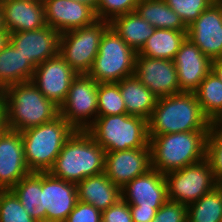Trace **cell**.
Wrapping results in <instances>:
<instances>
[{"label": "cell", "instance_id": "obj_21", "mask_svg": "<svg viewBox=\"0 0 222 222\" xmlns=\"http://www.w3.org/2000/svg\"><path fill=\"white\" fill-rule=\"evenodd\" d=\"M4 28L9 33L45 27L43 2L29 0H0Z\"/></svg>", "mask_w": 222, "mask_h": 222}, {"label": "cell", "instance_id": "obj_7", "mask_svg": "<svg viewBox=\"0 0 222 222\" xmlns=\"http://www.w3.org/2000/svg\"><path fill=\"white\" fill-rule=\"evenodd\" d=\"M136 55L137 52L109 26L87 75L98 83H118L134 75Z\"/></svg>", "mask_w": 222, "mask_h": 222}, {"label": "cell", "instance_id": "obj_26", "mask_svg": "<svg viewBox=\"0 0 222 222\" xmlns=\"http://www.w3.org/2000/svg\"><path fill=\"white\" fill-rule=\"evenodd\" d=\"M109 23L126 44L136 52L143 47L147 39L156 29L136 11L119 15L113 18Z\"/></svg>", "mask_w": 222, "mask_h": 222}, {"label": "cell", "instance_id": "obj_43", "mask_svg": "<svg viewBox=\"0 0 222 222\" xmlns=\"http://www.w3.org/2000/svg\"><path fill=\"white\" fill-rule=\"evenodd\" d=\"M73 1L83 3L91 7L96 12L99 0H73Z\"/></svg>", "mask_w": 222, "mask_h": 222}, {"label": "cell", "instance_id": "obj_6", "mask_svg": "<svg viewBox=\"0 0 222 222\" xmlns=\"http://www.w3.org/2000/svg\"><path fill=\"white\" fill-rule=\"evenodd\" d=\"M86 131L105 152L146 148L149 145L148 121L126 113L97 116Z\"/></svg>", "mask_w": 222, "mask_h": 222}, {"label": "cell", "instance_id": "obj_44", "mask_svg": "<svg viewBox=\"0 0 222 222\" xmlns=\"http://www.w3.org/2000/svg\"><path fill=\"white\" fill-rule=\"evenodd\" d=\"M211 125L214 128L222 129V111L219 113V115L211 122Z\"/></svg>", "mask_w": 222, "mask_h": 222}, {"label": "cell", "instance_id": "obj_33", "mask_svg": "<svg viewBox=\"0 0 222 222\" xmlns=\"http://www.w3.org/2000/svg\"><path fill=\"white\" fill-rule=\"evenodd\" d=\"M206 159L215 179L222 183V129L210 126L206 140Z\"/></svg>", "mask_w": 222, "mask_h": 222}, {"label": "cell", "instance_id": "obj_4", "mask_svg": "<svg viewBox=\"0 0 222 222\" xmlns=\"http://www.w3.org/2000/svg\"><path fill=\"white\" fill-rule=\"evenodd\" d=\"M209 131H190L149 136L151 165L162 174L182 169L206 158Z\"/></svg>", "mask_w": 222, "mask_h": 222}, {"label": "cell", "instance_id": "obj_15", "mask_svg": "<svg viewBox=\"0 0 222 222\" xmlns=\"http://www.w3.org/2000/svg\"><path fill=\"white\" fill-rule=\"evenodd\" d=\"M59 38L60 33L46 25L36 30L10 33L9 42L36 68L58 55Z\"/></svg>", "mask_w": 222, "mask_h": 222}, {"label": "cell", "instance_id": "obj_36", "mask_svg": "<svg viewBox=\"0 0 222 222\" xmlns=\"http://www.w3.org/2000/svg\"><path fill=\"white\" fill-rule=\"evenodd\" d=\"M152 222H187V206L167 200L157 210Z\"/></svg>", "mask_w": 222, "mask_h": 222}, {"label": "cell", "instance_id": "obj_16", "mask_svg": "<svg viewBox=\"0 0 222 222\" xmlns=\"http://www.w3.org/2000/svg\"><path fill=\"white\" fill-rule=\"evenodd\" d=\"M30 173L21 132L6 128L0 135V190L11 189Z\"/></svg>", "mask_w": 222, "mask_h": 222}, {"label": "cell", "instance_id": "obj_29", "mask_svg": "<svg viewBox=\"0 0 222 222\" xmlns=\"http://www.w3.org/2000/svg\"><path fill=\"white\" fill-rule=\"evenodd\" d=\"M187 222H222V183L187 206Z\"/></svg>", "mask_w": 222, "mask_h": 222}, {"label": "cell", "instance_id": "obj_19", "mask_svg": "<svg viewBox=\"0 0 222 222\" xmlns=\"http://www.w3.org/2000/svg\"><path fill=\"white\" fill-rule=\"evenodd\" d=\"M121 195L129 205L160 208L168 200L165 176L155 169H150L122 187Z\"/></svg>", "mask_w": 222, "mask_h": 222}, {"label": "cell", "instance_id": "obj_10", "mask_svg": "<svg viewBox=\"0 0 222 222\" xmlns=\"http://www.w3.org/2000/svg\"><path fill=\"white\" fill-rule=\"evenodd\" d=\"M98 82L87 74L77 75L71 82L61 115L75 130L86 131L97 118Z\"/></svg>", "mask_w": 222, "mask_h": 222}, {"label": "cell", "instance_id": "obj_37", "mask_svg": "<svg viewBox=\"0 0 222 222\" xmlns=\"http://www.w3.org/2000/svg\"><path fill=\"white\" fill-rule=\"evenodd\" d=\"M65 222H102V211L78 200Z\"/></svg>", "mask_w": 222, "mask_h": 222}, {"label": "cell", "instance_id": "obj_14", "mask_svg": "<svg viewBox=\"0 0 222 222\" xmlns=\"http://www.w3.org/2000/svg\"><path fill=\"white\" fill-rule=\"evenodd\" d=\"M189 38L211 60L222 58V4H211L188 26Z\"/></svg>", "mask_w": 222, "mask_h": 222}, {"label": "cell", "instance_id": "obj_35", "mask_svg": "<svg viewBox=\"0 0 222 222\" xmlns=\"http://www.w3.org/2000/svg\"><path fill=\"white\" fill-rule=\"evenodd\" d=\"M139 0H99L96 9L97 20L110 22L113 18L134 12Z\"/></svg>", "mask_w": 222, "mask_h": 222}, {"label": "cell", "instance_id": "obj_39", "mask_svg": "<svg viewBox=\"0 0 222 222\" xmlns=\"http://www.w3.org/2000/svg\"><path fill=\"white\" fill-rule=\"evenodd\" d=\"M159 208H141L137 205H130L133 222H152Z\"/></svg>", "mask_w": 222, "mask_h": 222}, {"label": "cell", "instance_id": "obj_12", "mask_svg": "<svg viewBox=\"0 0 222 222\" xmlns=\"http://www.w3.org/2000/svg\"><path fill=\"white\" fill-rule=\"evenodd\" d=\"M78 74L58 54L38 65L32 83L57 106L65 101L71 82Z\"/></svg>", "mask_w": 222, "mask_h": 222}, {"label": "cell", "instance_id": "obj_3", "mask_svg": "<svg viewBox=\"0 0 222 222\" xmlns=\"http://www.w3.org/2000/svg\"><path fill=\"white\" fill-rule=\"evenodd\" d=\"M105 150L87 131L75 130L66 140L54 166L53 176L75 183L104 172Z\"/></svg>", "mask_w": 222, "mask_h": 222}, {"label": "cell", "instance_id": "obj_20", "mask_svg": "<svg viewBox=\"0 0 222 222\" xmlns=\"http://www.w3.org/2000/svg\"><path fill=\"white\" fill-rule=\"evenodd\" d=\"M42 190L46 222H65L78 201L76 184L42 172Z\"/></svg>", "mask_w": 222, "mask_h": 222}, {"label": "cell", "instance_id": "obj_38", "mask_svg": "<svg viewBox=\"0 0 222 222\" xmlns=\"http://www.w3.org/2000/svg\"><path fill=\"white\" fill-rule=\"evenodd\" d=\"M102 222H133L130 205L122 198L102 211Z\"/></svg>", "mask_w": 222, "mask_h": 222}, {"label": "cell", "instance_id": "obj_34", "mask_svg": "<svg viewBox=\"0 0 222 222\" xmlns=\"http://www.w3.org/2000/svg\"><path fill=\"white\" fill-rule=\"evenodd\" d=\"M183 20L188 27L211 4V0H164Z\"/></svg>", "mask_w": 222, "mask_h": 222}, {"label": "cell", "instance_id": "obj_9", "mask_svg": "<svg viewBox=\"0 0 222 222\" xmlns=\"http://www.w3.org/2000/svg\"><path fill=\"white\" fill-rule=\"evenodd\" d=\"M168 200L186 206L199 200L220 183L215 179L209 161L200 162L164 174Z\"/></svg>", "mask_w": 222, "mask_h": 222}, {"label": "cell", "instance_id": "obj_45", "mask_svg": "<svg viewBox=\"0 0 222 222\" xmlns=\"http://www.w3.org/2000/svg\"><path fill=\"white\" fill-rule=\"evenodd\" d=\"M0 32H7L4 28V22H3V11L0 5Z\"/></svg>", "mask_w": 222, "mask_h": 222}, {"label": "cell", "instance_id": "obj_46", "mask_svg": "<svg viewBox=\"0 0 222 222\" xmlns=\"http://www.w3.org/2000/svg\"><path fill=\"white\" fill-rule=\"evenodd\" d=\"M213 4H222V0H211Z\"/></svg>", "mask_w": 222, "mask_h": 222}, {"label": "cell", "instance_id": "obj_8", "mask_svg": "<svg viewBox=\"0 0 222 222\" xmlns=\"http://www.w3.org/2000/svg\"><path fill=\"white\" fill-rule=\"evenodd\" d=\"M110 26L106 20L60 34L58 54L78 74H87L98 54L100 41Z\"/></svg>", "mask_w": 222, "mask_h": 222}, {"label": "cell", "instance_id": "obj_22", "mask_svg": "<svg viewBox=\"0 0 222 222\" xmlns=\"http://www.w3.org/2000/svg\"><path fill=\"white\" fill-rule=\"evenodd\" d=\"M78 200L93 205L100 211L108 209L121 198V188L115 185L105 173L85 178L76 184Z\"/></svg>", "mask_w": 222, "mask_h": 222}, {"label": "cell", "instance_id": "obj_18", "mask_svg": "<svg viewBox=\"0 0 222 222\" xmlns=\"http://www.w3.org/2000/svg\"><path fill=\"white\" fill-rule=\"evenodd\" d=\"M46 24L60 34L93 24L95 11L80 2L73 0H44Z\"/></svg>", "mask_w": 222, "mask_h": 222}, {"label": "cell", "instance_id": "obj_47", "mask_svg": "<svg viewBox=\"0 0 222 222\" xmlns=\"http://www.w3.org/2000/svg\"><path fill=\"white\" fill-rule=\"evenodd\" d=\"M29 1L43 2L44 0H29Z\"/></svg>", "mask_w": 222, "mask_h": 222}, {"label": "cell", "instance_id": "obj_23", "mask_svg": "<svg viewBox=\"0 0 222 222\" xmlns=\"http://www.w3.org/2000/svg\"><path fill=\"white\" fill-rule=\"evenodd\" d=\"M117 84L124 100L126 114L139 116L148 121L158 97L142 84L135 75L123 78Z\"/></svg>", "mask_w": 222, "mask_h": 222}, {"label": "cell", "instance_id": "obj_13", "mask_svg": "<svg viewBox=\"0 0 222 222\" xmlns=\"http://www.w3.org/2000/svg\"><path fill=\"white\" fill-rule=\"evenodd\" d=\"M152 169L150 146L105 153V175L120 188Z\"/></svg>", "mask_w": 222, "mask_h": 222}, {"label": "cell", "instance_id": "obj_28", "mask_svg": "<svg viewBox=\"0 0 222 222\" xmlns=\"http://www.w3.org/2000/svg\"><path fill=\"white\" fill-rule=\"evenodd\" d=\"M135 11L155 28L188 31L181 17L164 0H139Z\"/></svg>", "mask_w": 222, "mask_h": 222}, {"label": "cell", "instance_id": "obj_31", "mask_svg": "<svg viewBox=\"0 0 222 222\" xmlns=\"http://www.w3.org/2000/svg\"><path fill=\"white\" fill-rule=\"evenodd\" d=\"M97 116L120 115L126 113L124 100L117 83H98Z\"/></svg>", "mask_w": 222, "mask_h": 222}, {"label": "cell", "instance_id": "obj_1", "mask_svg": "<svg viewBox=\"0 0 222 222\" xmlns=\"http://www.w3.org/2000/svg\"><path fill=\"white\" fill-rule=\"evenodd\" d=\"M1 103L6 128L13 131L22 132L59 116V106L47 99L32 81L8 86L1 92Z\"/></svg>", "mask_w": 222, "mask_h": 222}, {"label": "cell", "instance_id": "obj_25", "mask_svg": "<svg viewBox=\"0 0 222 222\" xmlns=\"http://www.w3.org/2000/svg\"><path fill=\"white\" fill-rule=\"evenodd\" d=\"M23 208L37 222H46L42 190V172H31L10 189Z\"/></svg>", "mask_w": 222, "mask_h": 222}, {"label": "cell", "instance_id": "obj_5", "mask_svg": "<svg viewBox=\"0 0 222 222\" xmlns=\"http://www.w3.org/2000/svg\"><path fill=\"white\" fill-rule=\"evenodd\" d=\"M75 129L59 115L48 123L21 132L24 157L31 172H49Z\"/></svg>", "mask_w": 222, "mask_h": 222}, {"label": "cell", "instance_id": "obj_27", "mask_svg": "<svg viewBox=\"0 0 222 222\" xmlns=\"http://www.w3.org/2000/svg\"><path fill=\"white\" fill-rule=\"evenodd\" d=\"M186 37L187 31L156 28L137 55L173 60Z\"/></svg>", "mask_w": 222, "mask_h": 222}, {"label": "cell", "instance_id": "obj_40", "mask_svg": "<svg viewBox=\"0 0 222 222\" xmlns=\"http://www.w3.org/2000/svg\"><path fill=\"white\" fill-rule=\"evenodd\" d=\"M212 72H214L222 81V58L212 60Z\"/></svg>", "mask_w": 222, "mask_h": 222}, {"label": "cell", "instance_id": "obj_30", "mask_svg": "<svg viewBox=\"0 0 222 222\" xmlns=\"http://www.w3.org/2000/svg\"><path fill=\"white\" fill-rule=\"evenodd\" d=\"M194 94L203 114L212 122L222 111V81L210 71Z\"/></svg>", "mask_w": 222, "mask_h": 222}, {"label": "cell", "instance_id": "obj_11", "mask_svg": "<svg viewBox=\"0 0 222 222\" xmlns=\"http://www.w3.org/2000/svg\"><path fill=\"white\" fill-rule=\"evenodd\" d=\"M134 75L158 98L180 93L173 60L136 55Z\"/></svg>", "mask_w": 222, "mask_h": 222}, {"label": "cell", "instance_id": "obj_17", "mask_svg": "<svg viewBox=\"0 0 222 222\" xmlns=\"http://www.w3.org/2000/svg\"><path fill=\"white\" fill-rule=\"evenodd\" d=\"M173 61L177 69L180 92H194L212 70V60L187 37Z\"/></svg>", "mask_w": 222, "mask_h": 222}, {"label": "cell", "instance_id": "obj_32", "mask_svg": "<svg viewBox=\"0 0 222 222\" xmlns=\"http://www.w3.org/2000/svg\"><path fill=\"white\" fill-rule=\"evenodd\" d=\"M0 222H37L10 190H0Z\"/></svg>", "mask_w": 222, "mask_h": 222}, {"label": "cell", "instance_id": "obj_24", "mask_svg": "<svg viewBox=\"0 0 222 222\" xmlns=\"http://www.w3.org/2000/svg\"><path fill=\"white\" fill-rule=\"evenodd\" d=\"M35 67L9 42L0 51V93L8 86L31 81Z\"/></svg>", "mask_w": 222, "mask_h": 222}, {"label": "cell", "instance_id": "obj_42", "mask_svg": "<svg viewBox=\"0 0 222 222\" xmlns=\"http://www.w3.org/2000/svg\"><path fill=\"white\" fill-rule=\"evenodd\" d=\"M5 129H6L5 113L3 105L0 102V135L4 132Z\"/></svg>", "mask_w": 222, "mask_h": 222}, {"label": "cell", "instance_id": "obj_41", "mask_svg": "<svg viewBox=\"0 0 222 222\" xmlns=\"http://www.w3.org/2000/svg\"><path fill=\"white\" fill-rule=\"evenodd\" d=\"M9 38V32H0V51L9 43Z\"/></svg>", "mask_w": 222, "mask_h": 222}, {"label": "cell", "instance_id": "obj_2", "mask_svg": "<svg viewBox=\"0 0 222 222\" xmlns=\"http://www.w3.org/2000/svg\"><path fill=\"white\" fill-rule=\"evenodd\" d=\"M210 126L194 92H180L158 98L148 120V135L209 131Z\"/></svg>", "mask_w": 222, "mask_h": 222}]
</instances>
